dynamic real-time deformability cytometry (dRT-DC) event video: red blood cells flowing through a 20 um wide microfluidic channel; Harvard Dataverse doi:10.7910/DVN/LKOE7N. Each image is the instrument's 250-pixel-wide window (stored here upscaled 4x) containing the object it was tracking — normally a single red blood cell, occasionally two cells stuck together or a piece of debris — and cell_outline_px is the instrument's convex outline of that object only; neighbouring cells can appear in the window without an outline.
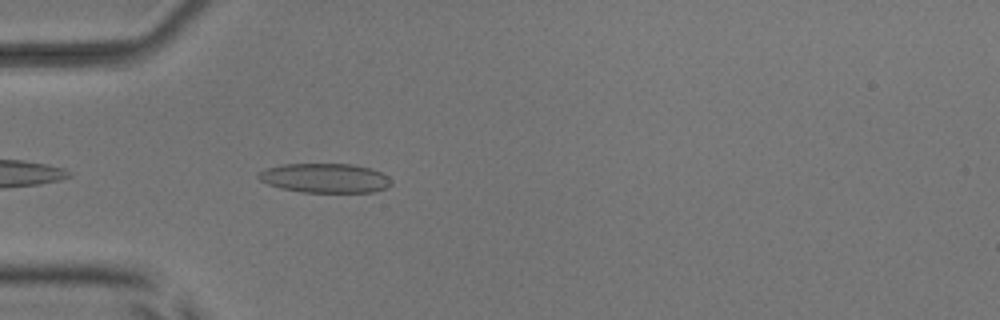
{"species": "common noctule bat (a hibernating species)", "species_latin": "Nyctalus noctula", "temperature_condition": "room temperature", "stored_images_in_passage": 1, "camera_frame_rate_fps": 3000, "um_per_image_px": 0.085, "animal": {"sex": "male", "body_mass_g": 17.9, "forearm_length_mm": 54.2}, "frame": {"image": 1, "passage_image": 1, "time_ms": 0.0, "image_size_px": [1000, 320], "cell_outline_px": [[392, 184], [388, 188], [372, 192], [300, 192], [280, 188], [268, 184], [260, 180], [256, 176], [260, 172], [268, 168], [284, 164], [352, 164], [372, 168], [388, 176], [392, 180]], "centroid_in_image_um": [27.67, 15.14], "position_along_channel_um": 57.3, "area_um2": 22.83}}